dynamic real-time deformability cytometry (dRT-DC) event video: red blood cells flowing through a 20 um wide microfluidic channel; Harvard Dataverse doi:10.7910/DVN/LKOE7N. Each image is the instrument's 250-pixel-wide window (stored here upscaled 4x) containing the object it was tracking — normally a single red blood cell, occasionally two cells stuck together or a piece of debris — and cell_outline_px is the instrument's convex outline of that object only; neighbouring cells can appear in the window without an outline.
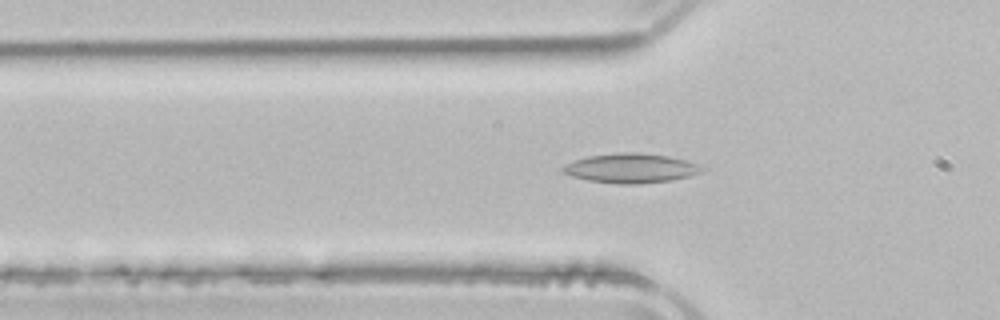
{"species": "common noctule bat (a hibernating species)", "species_latin": "Nyctalus noctula", "temperature_condition": "room temperature", "stored_images_in_passage": 42, "camera_frame_rate_fps": 3000, "um_per_image_px": 0.085, "animal": {"sex": "male", "body_mass_g": 21.5, "forearm_length_mm": 52.0}, "frame": {"image": 1, "passage_image": 7, "time_ms": 2.0, "image_size_px": [1000, 320], "cell_outline_px": [[708, 168], [704, 172], [672, 180], [636, 184], [620, 184], [588, 180], [572, 176], [564, 172], [560, 168], [576, 160], [588, 156], [620, 152], [640, 152], [668, 156], [684, 160]], "centroid_in_image_um": [53.67, 14.29], "position_along_channel_um": 72.1, "area_um2": 23.76}}
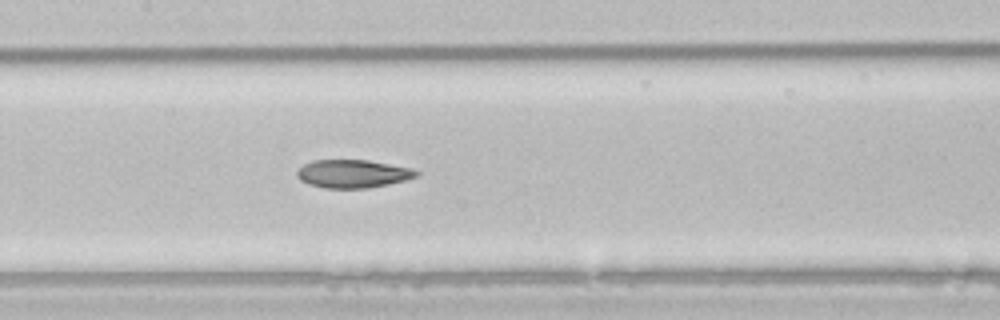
{"frame": {"image": 2, "passage_image": 15, "time_ms": 4.667, "image_size_px": [1000, 320], "cell_outline_px": [[420, 176], [388, 184], [368, 188], [324, 188], [308, 184], [300, 180], [296, 176], [296, 172], [304, 164], [312, 160], [368, 160], [412, 168], [420, 172]], "centroid_in_image_um": [29.99, 14.77], "position_along_channel_um": 177.4, "area_um2": 19.65}}
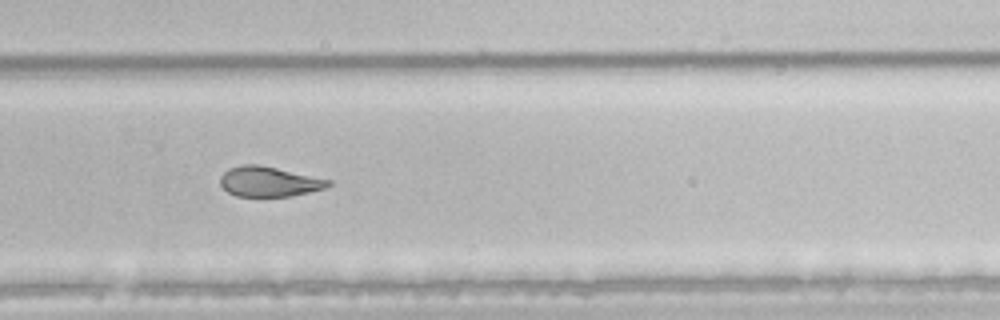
{"frame": {"image": 3, "passage_image": 25, "time_ms": 8.0, "image_size_px": [1000, 320], "cell_outline_px": [[332, 184], [324, 188], [292, 196], [236, 196], [228, 192], [220, 184], [220, 176], [228, 168], [240, 164], [256, 164], [276, 168], [332, 180]], "centroid_in_image_um": [22.84, 15.43], "position_along_channel_um": 307.0, "area_um2": 18.84}, "authors_computed_cell_mechanics": {"area_um2": 21.097, "velocity_mm_per_s": 3.9055, "shape_relaxation_time_tau1_ms": null, "shape_relaxation_time_tau2_ms": 4.7423, "deformation_change_tau1": null, "deformation_change_tau2": 0.1004}}